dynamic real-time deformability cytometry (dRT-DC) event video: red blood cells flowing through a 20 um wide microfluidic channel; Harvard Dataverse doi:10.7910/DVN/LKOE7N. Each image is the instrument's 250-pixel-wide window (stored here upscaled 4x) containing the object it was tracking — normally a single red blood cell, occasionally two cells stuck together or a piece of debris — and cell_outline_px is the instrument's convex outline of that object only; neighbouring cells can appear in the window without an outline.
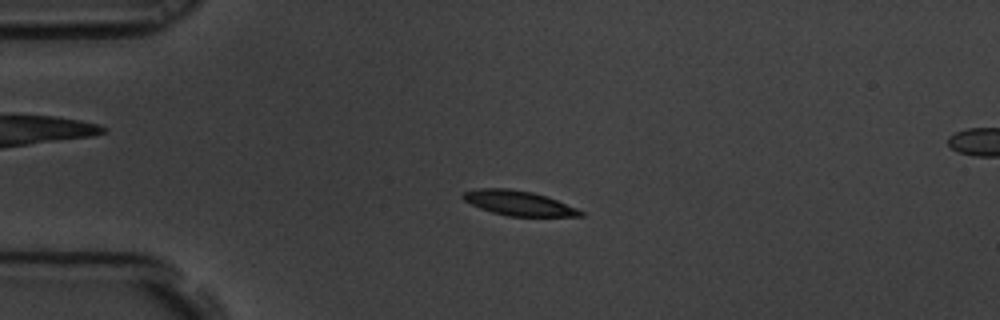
{"species": "common noctule bat (a hibernating species)", "species_latin": "Nyctalus noctula", "temperature_condition": "room temperature", "stored_images_in_passage": 58, "camera_frame_rate_fps": 3000, "um_per_image_px": 0.085, "animal": {"sex": "male", "body_mass_g": 19.5, "forearm_length_mm": 54.6}, "frame": {"image": 1, "passage_image": 14, "time_ms": 4.333, "image_size_px": [1000, 320], "cell_outline_px": [[584, 216], [508, 216], [492, 212], [480, 208], [464, 200], [460, 196], [464, 192], [476, 188], [508, 188], [532, 192], [556, 200], [576, 208], [584, 212]], "centroid_in_image_um": [44.04, 17.26], "position_along_channel_um": 41.0, "area_um2": 16.76}}
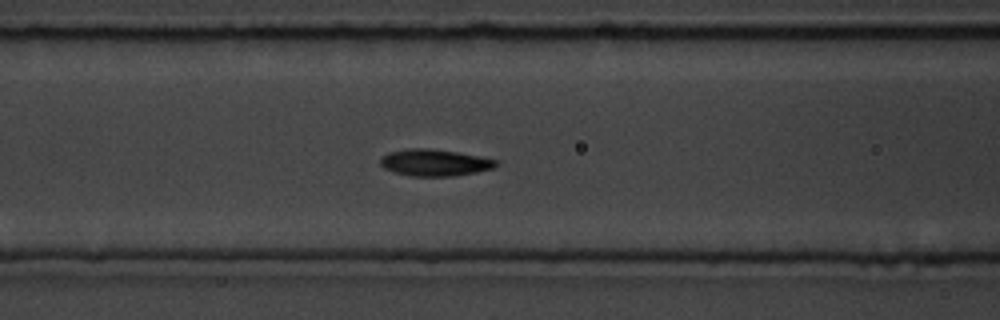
{"frame": {"image": 2, "passage_image": 24, "time_ms": 7.667, "image_size_px": [1000, 320], "cell_outline_px": [[500, 164], [492, 168], [476, 172], [452, 176], [412, 176], [396, 172], [384, 168], [380, 164], [380, 156], [388, 152], [408, 148], [428, 148], [456, 152], [496, 160]], "centroid_in_image_um": [36.9, 13.81], "position_along_channel_um": 129.7, "area_um2": 17.86}}
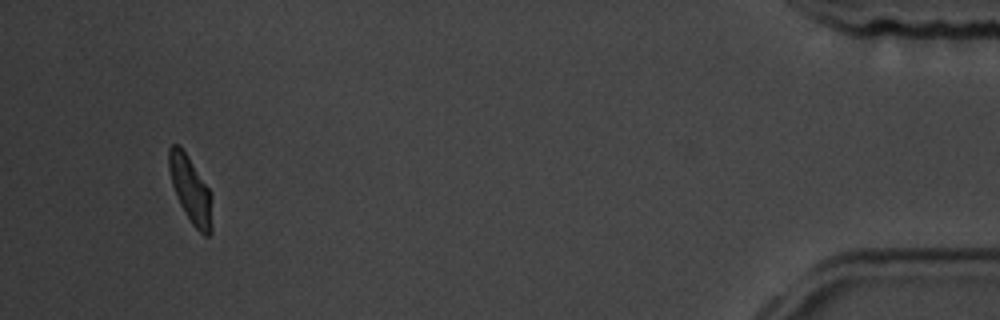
{"frame": {"image": 3, "passage_image": 55, "time_ms": 18.0, "image_size_px": [1000, 320], "cell_outline_px": [[212, 232], [208, 236], [204, 236], [192, 224], [180, 204], [172, 184], [168, 168], [168, 148], [172, 144], [180, 144], [208, 188], [212, 196]], "centroid_in_image_um": [16.2, 16.13], "position_along_channel_um": 419.0, "area_um2": 16.7}, "authors_computed_cell_mechanics": {"area_um2": 17.1377, "velocity_mm_per_s": 3.5201, "shape_relaxation_time_tau1_ms": 2.6758, "shape_relaxation_time_tau2_ms": 1.4251, "deformation_change_tau1": 0.1268, "deformation_change_tau2": 0.0608}}